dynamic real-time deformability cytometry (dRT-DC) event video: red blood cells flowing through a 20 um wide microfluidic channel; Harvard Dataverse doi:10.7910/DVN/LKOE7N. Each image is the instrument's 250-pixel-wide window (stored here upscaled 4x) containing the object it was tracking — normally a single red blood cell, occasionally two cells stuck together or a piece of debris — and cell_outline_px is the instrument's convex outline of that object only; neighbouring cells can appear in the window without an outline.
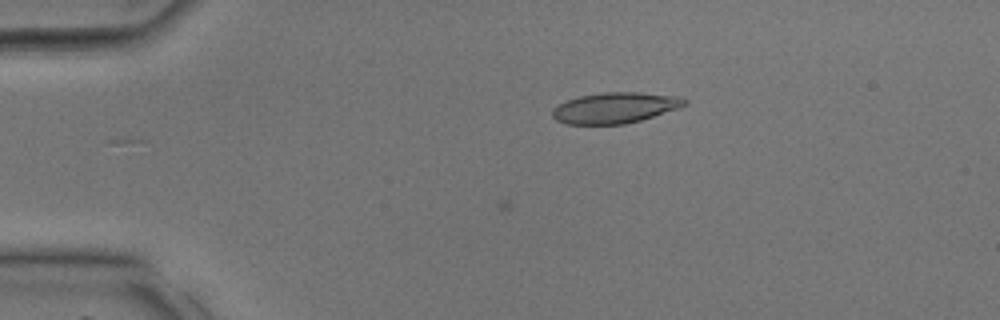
{"species": "common noctule bat (a hibernating species)", "species_latin": "Nyctalus noctula", "temperature_condition": "room temperature", "stored_images_in_passage": 7, "camera_frame_rate_fps": 3000, "um_per_image_px": 0.085, "animal": {"sex": "male", "body_mass_g": 17.9, "forearm_length_mm": 54.2}, "frame": {"image": 1, "passage_image": 7, "time_ms": 2.0, "image_size_px": [1000, 320], "cell_outline_px": [[688, 104], [680, 108], [640, 120], [624, 124], [568, 124], [556, 120], [552, 116], [552, 108], [568, 100], [580, 96], [604, 92], [640, 92], [680, 96], [688, 100]], "centroid_in_image_um": [52.32, 9.15], "position_along_channel_um": 32.7, "area_um2": 23.76}}